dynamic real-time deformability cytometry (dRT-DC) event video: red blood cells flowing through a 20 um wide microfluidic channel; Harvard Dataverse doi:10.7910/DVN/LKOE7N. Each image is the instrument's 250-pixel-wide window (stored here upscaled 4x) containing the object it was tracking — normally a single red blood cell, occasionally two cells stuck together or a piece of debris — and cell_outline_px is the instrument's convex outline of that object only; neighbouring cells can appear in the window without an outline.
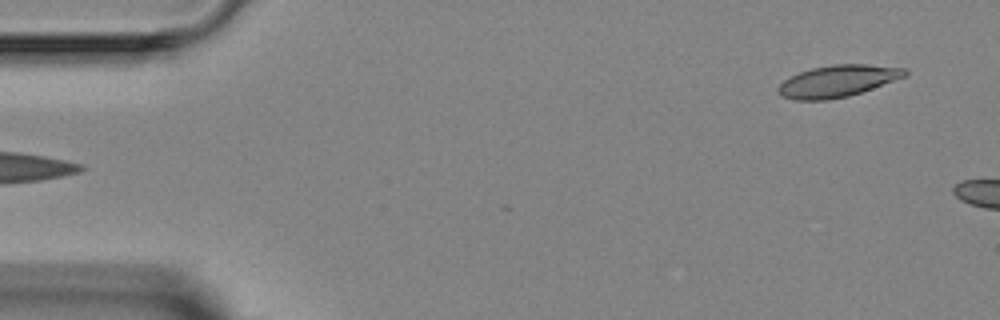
{"species": "Egyptian fruit bat (a non-hibernating species)", "species_latin": "Rousettus aegyptiacus", "temperature_condition": "room temperature", "stored_images_in_passage": 5, "segment_of_instrument_passage": [2, 2], "camera_frame_rate_fps": 3000, "um_per_image_px": 0.085, "animal": {"sex": "female"}, "frame": {"image": 1, "passage_image": 5, "time_ms": 4.333, "image_size_px": [1000, 320], "cell_outline_px": [[908, 76], [848, 96], [824, 100], [796, 100], [780, 96], [776, 92], [776, 88], [784, 80], [800, 72], [812, 68], [832, 64], [868, 64], [904, 68], [908, 72]], "centroid_in_image_um": [71.19, 6.89], "position_along_channel_um": 13.8, "area_um2": 23.47}}